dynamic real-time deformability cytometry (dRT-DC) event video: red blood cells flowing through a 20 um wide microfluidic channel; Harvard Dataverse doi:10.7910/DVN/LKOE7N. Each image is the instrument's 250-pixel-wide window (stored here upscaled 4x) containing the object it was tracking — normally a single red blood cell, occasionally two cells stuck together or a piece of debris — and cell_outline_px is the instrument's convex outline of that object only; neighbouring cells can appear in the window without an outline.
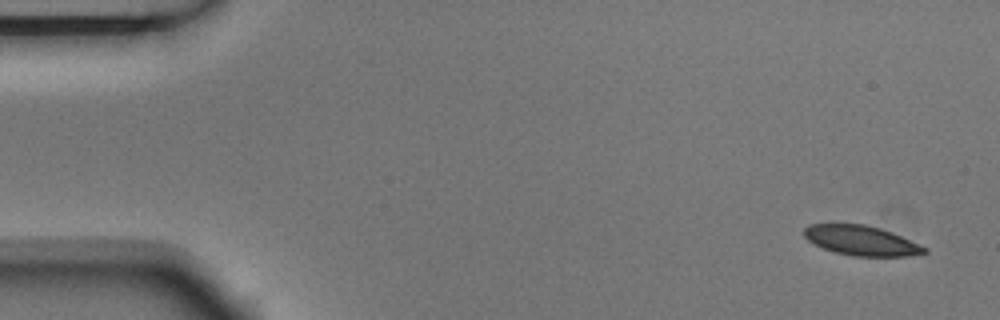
{"species": "Egyptian fruit bat (a non-hibernating species)", "species_latin": "Rousettus aegyptiacus", "temperature_condition": "room temperature", "stored_images_in_passage": 9, "camera_frame_rate_fps": 3000, "um_per_image_px": 0.085, "animal": {"sex": "male"}, "frame": {"image": 1, "passage_image": 1, "time_ms": 0.0, "image_size_px": [1000, 320], "cell_outline_px": [[928, 252], [908, 256], [852, 256], [836, 252], [824, 248], [808, 240], [804, 236], [804, 228], [808, 224], [832, 220], [864, 224], [880, 228], [892, 232], [928, 248]], "centroid_in_image_um": [73.14, 20.38], "position_along_channel_um": 11.9, "area_um2": 21.56}}
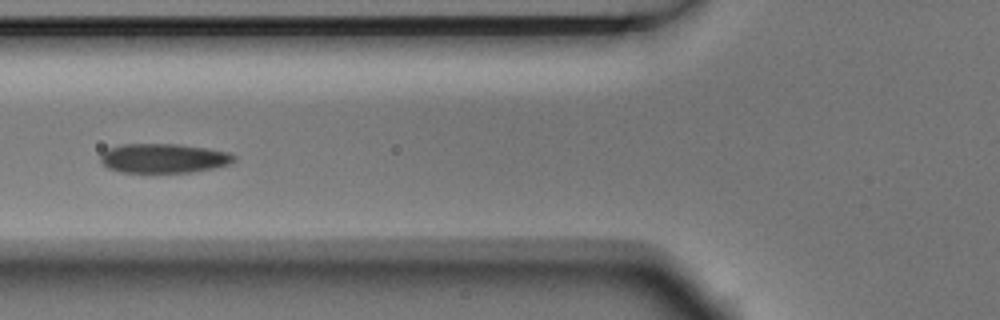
{"frame": {"image": 2, "passage_image": 6, "time_ms": 1.667, "image_size_px": [1000, 320], "cell_outline_px": [[236, 160], [232, 164], [192, 172], [120, 172], [108, 168], [100, 160], [100, 156], [108, 148], [120, 144], [180, 144], [208, 148], [232, 152], [236, 156]], "centroid_in_image_um": [13.96, 13.44], "position_along_channel_um": 111.8, "area_um2": 23.06}}
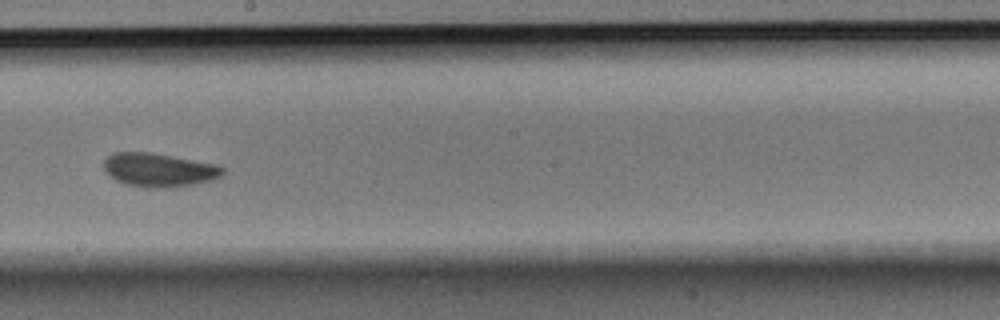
{"frame": {"image": 3, "passage_image": 9, "time_ms": 2.667, "image_size_px": [1000, 320], "cell_outline_px": [[224, 172], [220, 176], [212, 180], [192, 184], [168, 188], [144, 188], [124, 184], [116, 180], [104, 172], [104, 160], [112, 152], [152, 152], [216, 164], [224, 168]], "centroid_in_image_um": [13.47, 14.44], "position_along_channel_um": 234.7, "area_um2": 23.52}}